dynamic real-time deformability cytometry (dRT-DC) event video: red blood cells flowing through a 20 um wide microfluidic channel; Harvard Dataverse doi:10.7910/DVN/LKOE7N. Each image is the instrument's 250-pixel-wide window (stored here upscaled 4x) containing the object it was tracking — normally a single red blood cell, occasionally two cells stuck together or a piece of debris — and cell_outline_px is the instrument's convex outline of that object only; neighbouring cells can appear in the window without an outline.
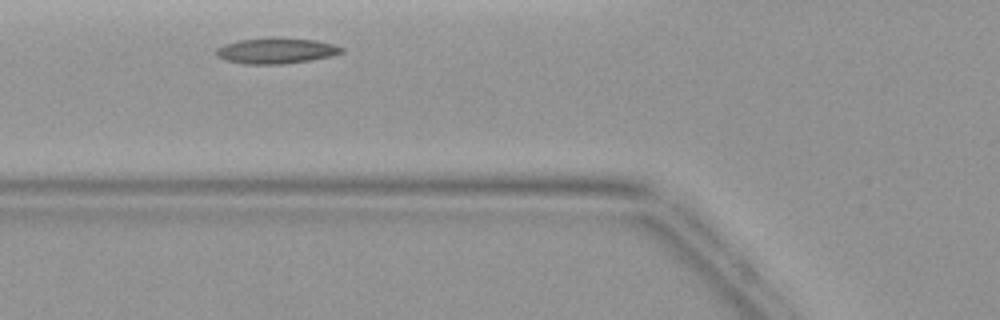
{"species": "common noctule bat (a hibernating species)", "species_latin": "Nyctalus noctula", "temperature_condition": "warm", "stored_images_in_passage": 3, "camera_frame_rate_fps": 3000, "um_per_image_px": 0.085, "animal": {"sex": "female", "body_mass_g": 19.9}, "frame": {"image": 1, "passage_image": 2, "time_ms": 1.0, "image_size_px": [1000, 320], "cell_outline_px": [[344, 52], [332, 56], [284, 64], [244, 64], [224, 60], [216, 56], [216, 48], [224, 44], [240, 40], [276, 36], [280, 36], [316, 40], [332, 44], [344, 48]], "centroid_in_image_um": [23.46, 4.3], "position_along_channel_um": 102.3, "area_um2": 19.13}}